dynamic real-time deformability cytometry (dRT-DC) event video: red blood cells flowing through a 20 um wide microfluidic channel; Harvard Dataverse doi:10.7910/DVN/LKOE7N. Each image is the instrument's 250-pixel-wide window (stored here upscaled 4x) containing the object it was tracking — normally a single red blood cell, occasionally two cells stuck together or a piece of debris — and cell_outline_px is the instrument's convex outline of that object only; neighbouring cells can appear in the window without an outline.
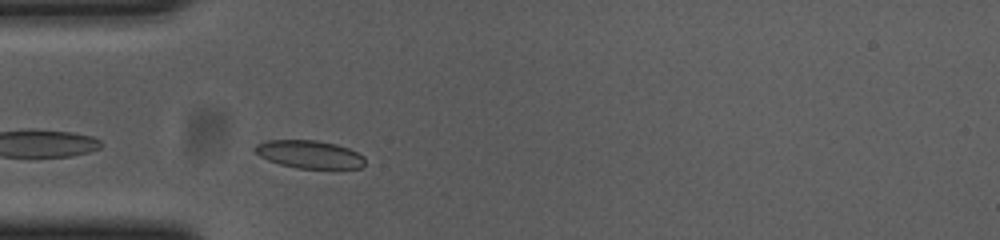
{"species": "common noctule bat (a hibernating species)", "species_latin": "Nyctalus noctula", "temperature_condition": "cold", "stored_images_in_passage": 29, "camera_frame_rate_fps": 3000, "um_per_image_px": 0.085, "animal": {"sex": "female", "body_mass_g": 23.0, "forearm_length_mm": 53.4}, "frame": {"image": 1, "passage_image": 2, "time_ms": 0.333, "image_size_px": [1000, 240], "cell_outline_px": [[364, 164], [360, 168], [296, 168], [280, 164], [268, 160], [260, 156], [252, 148], [256, 144], [268, 140], [316, 140], [336, 144], [348, 148], [364, 156]], "centroid_in_image_um": [26.27, 13.11], "position_along_channel_um": 58.7, "area_um2": 17.8}}
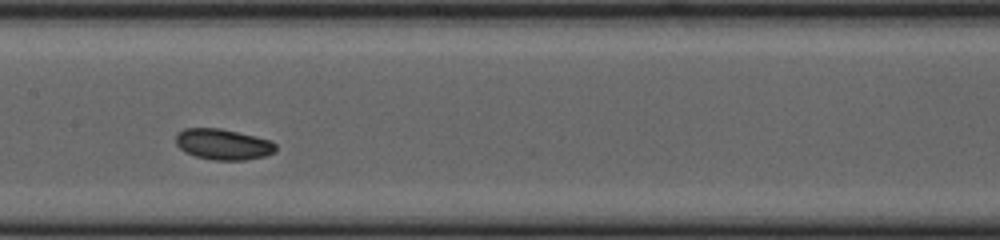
{"frame": {"image": 2, "passage_image": 13, "time_ms": 4.0, "image_size_px": [1000, 240], "cell_outline_px": [[276, 152], [264, 156], [244, 160], [216, 160], [196, 156], [184, 152], [176, 144], [176, 136], [184, 128], [220, 128], [272, 140], [276, 144]], "centroid_in_image_um": [18.99, 12.26], "position_along_channel_um": 188.4, "area_um2": 17.92}}
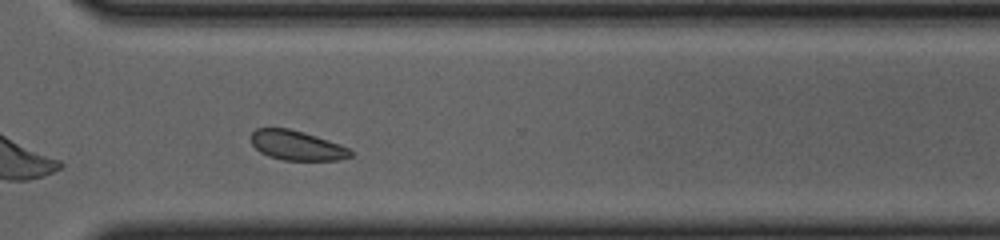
{"frame": {"image": 3, "passage_image": 26, "time_ms": 8.333, "image_size_px": [1000, 240], "cell_outline_px": [[352, 156], [340, 160], [284, 160], [268, 156], [260, 152], [252, 144], [252, 132], [256, 128], [288, 128], [304, 132], [340, 144], [348, 148], [352, 152]], "centroid_in_image_um": [25.23, 12.36], "position_along_channel_um": 345.4, "area_um2": 17.11}}